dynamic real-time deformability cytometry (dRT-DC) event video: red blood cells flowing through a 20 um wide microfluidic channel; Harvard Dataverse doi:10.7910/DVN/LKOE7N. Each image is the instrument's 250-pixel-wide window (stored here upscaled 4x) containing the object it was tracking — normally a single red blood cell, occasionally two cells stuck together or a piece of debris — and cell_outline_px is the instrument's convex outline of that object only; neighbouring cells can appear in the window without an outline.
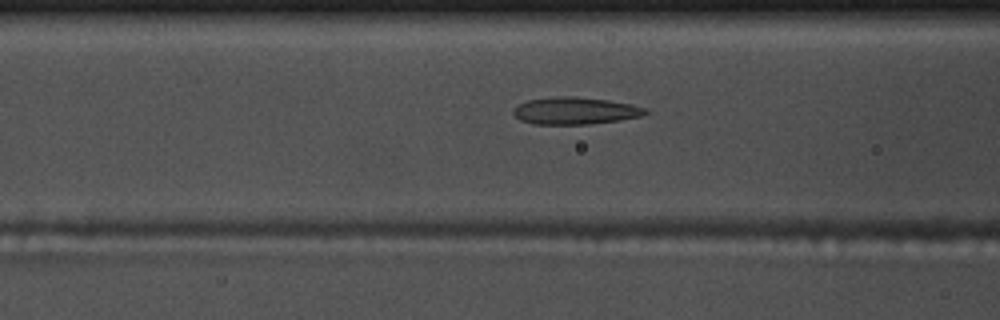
{"species": "common noctule bat (a hibernating species)", "species_latin": "Nyctalus noctula", "temperature_condition": "warm", "stored_images_in_passage": 54, "camera_frame_rate_fps": 3000, "um_per_image_px": 0.085, "animal": {"sex": "male", "body_mass_g": 17.5, "forearm_length_mm": 52.3}, "frame": {"image": 1, "passage_image": 21, "time_ms": 6.667, "image_size_px": [1000, 320], "cell_outline_px": [[652, 112], [640, 116], [620, 120], [588, 124], [536, 124], [520, 120], [512, 112], [512, 108], [528, 100], [552, 96], [576, 96], [608, 100], [632, 104], [648, 108]], "centroid_in_image_um": [48.92, 9.4], "position_along_channel_um": 117.7, "area_um2": 21.1}}
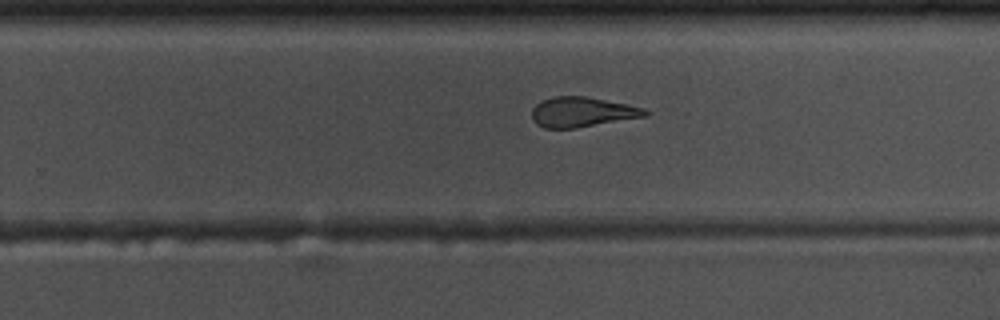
{"frame": {"image": 2, "passage_image": 34, "time_ms": 11.0, "image_size_px": [1000, 320], "cell_outline_px": [[652, 112], [648, 116], [576, 128], [544, 128], [536, 124], [532, 120], [532, 108], [536, 104], [552, 96], [584, 96], [628, 104], [644, 108]], "centroid_in_image_um": [49.51, 9.52], "position_along_channel_um": 280.3, "area_um2": 19.94}}
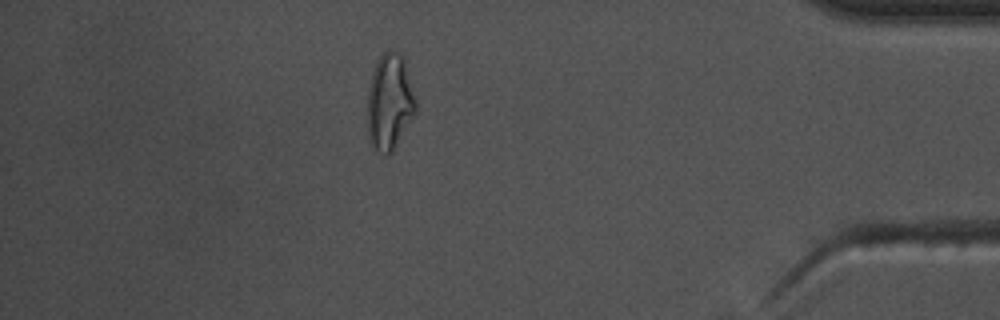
{"frame": {"image": 3, "passage_image": 47, "time_ms": 15.333, "image_size_px": [1000, 320], "cell_outline_px": [[416, 112], [392, 152], [388, 156], [384, 156], [372, 152], [368, 140], [368, 88], [372, 72], [376, 60], [384, 48], [388, 48], [400, 52], [404, 56], [416, 96]], "centroid_in_image_um": [33.11, 8.66], "position_along_channel_um": 402.1, "area_um2": 28.21}, "authors_computed_cell_mechanics": {"area_um2": 21.386, "velocity_mm_per_s": 3.7592, "shape_relaxation_time_tau1_ms": 7.2145, "shape_relaxation_time_tau2_ms": 1.5247, "deformation_change_tau1": 0.223, "deformation_change_tau2": 0.1071}}